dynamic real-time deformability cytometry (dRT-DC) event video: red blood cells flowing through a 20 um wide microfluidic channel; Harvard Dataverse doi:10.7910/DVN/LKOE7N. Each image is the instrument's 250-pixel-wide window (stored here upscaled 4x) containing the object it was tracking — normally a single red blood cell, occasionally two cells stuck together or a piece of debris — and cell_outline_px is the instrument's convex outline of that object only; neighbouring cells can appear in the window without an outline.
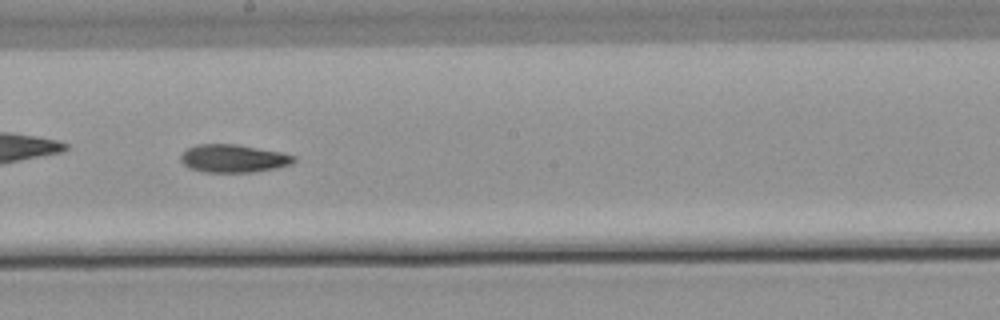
{"species": "common noctule bat (a hibernating species)", "species_latin": "Nyctalus noctula", "temperature_condition": "warm", "stored_images_in_passage": 54, "camera_frame_rate_fps": 3000, "um_per_image_px": 0.085, "animal": {"sex": "male", "body_mass_g": 21.5, "forearm_length_mm": 52.0}, "frame": {"image": 1, "passage_image": 31, "time_ms": 10.0, "image_size_px": [1000, 320], "cell_outline_px": [[296, 160], [292, 164], [276, 168], [252, 172], [204, 172], [188, 168], [180, 160], [180, 156], [188, 148], [196, 144], [236, 144], [280, 152], [296, 156]], "centroid_in_image_um": [19.83, 13.47], "position_along_channel_um": 228.4, "area_um2": 18.44}, "authors_computed_cell_mechanics": {"area_um2": 18.3804, "velocity_mm_per_s": 3.8422, "shape_relaxation_time_tau1_ms": null, "shape_relaxation_time_tau2_ms": 4.5501, "deformation_change_tau1": null, "deformation_change_tau2": 0.112}}